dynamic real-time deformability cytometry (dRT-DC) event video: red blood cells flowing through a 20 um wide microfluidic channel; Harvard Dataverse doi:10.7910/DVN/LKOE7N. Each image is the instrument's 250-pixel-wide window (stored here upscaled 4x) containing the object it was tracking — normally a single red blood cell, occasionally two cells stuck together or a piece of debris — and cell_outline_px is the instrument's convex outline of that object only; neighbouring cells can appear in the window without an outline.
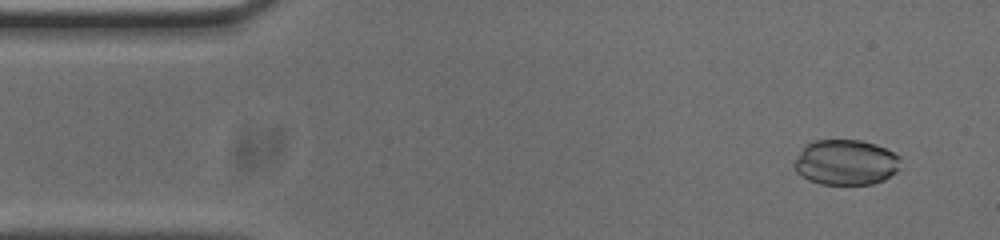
{"species": "common noctule bat (a hibernating species)", "species_latin": "Nyctalus noctula", "temperature_condition": "cold", "stored_images_in_passage": 53, "camera_frame_rate_fps": 3000, "um_per_image_px": 0.085, "animal": {"sex": "male", "body_mass_g": 20.0, "forearm_length_mm": 53.3}, "frame": {"image": 1, "passage_image": 4, "time_ms": 1.0, "image_size_px": [1000, 240], "cell_outline_px": [[900, 168], [896, 172], [884, 180], [872, 184], [820, 184], [808, 180], [800, 176], [796, 172], [792, 164], [804, 144], [812, 140], [860, 140], [876, 144], [900, 156]], "centroid_in_image_um": [71.86, 13.8], "position_along_channel_um": 13.1, "area_um2": 28.5}}
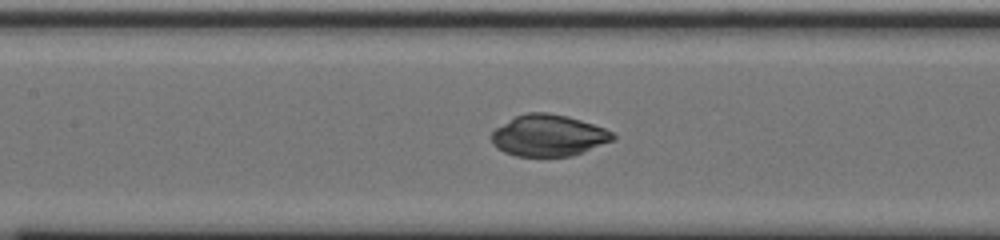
{"frame": {"image": 2, "passage_image": 23, "time_ms": 7.333, "image_size_px": [1000, 240], "cell_outline_px": [[616, 136], [612, 140], [572, 156], [516, 156], [504, 152], [496, 148], [492, 144], [492, 132], [496, 128], [516, 116], [528, 112], [548, 112], [568, 116], [604, 128], [612, 132]], "centroid_in_image_um": [46.59, 11.52], "position_along_channel_um": 160.8, "area_um2": 29.07}}
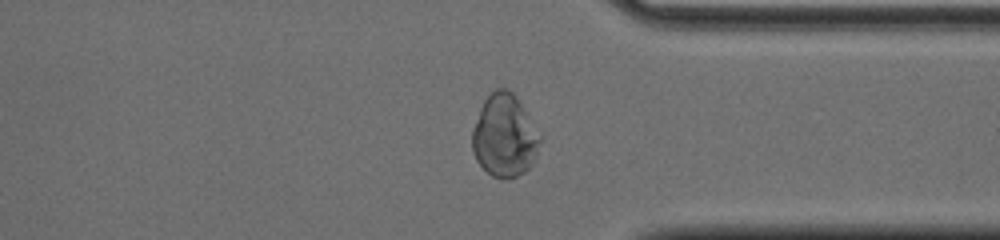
{"frame": {"image": 3, "passage_image": 40, "time_ms": 13.0, "image_size_px": [1000, 240], "cell_outline_px": [[544, 136], [536, 156], [532, 164], [524, 172], [516, 176], [492, 176], [476, 160], [472, 152], [472, 132], [480, 108], [484, 100], [496, 88], [508, 88], [516, 96]], "centroid_in_image_um": [42.93, 11.5], "position_along_channel_um": 368.5, "area_um2": 32.77}}